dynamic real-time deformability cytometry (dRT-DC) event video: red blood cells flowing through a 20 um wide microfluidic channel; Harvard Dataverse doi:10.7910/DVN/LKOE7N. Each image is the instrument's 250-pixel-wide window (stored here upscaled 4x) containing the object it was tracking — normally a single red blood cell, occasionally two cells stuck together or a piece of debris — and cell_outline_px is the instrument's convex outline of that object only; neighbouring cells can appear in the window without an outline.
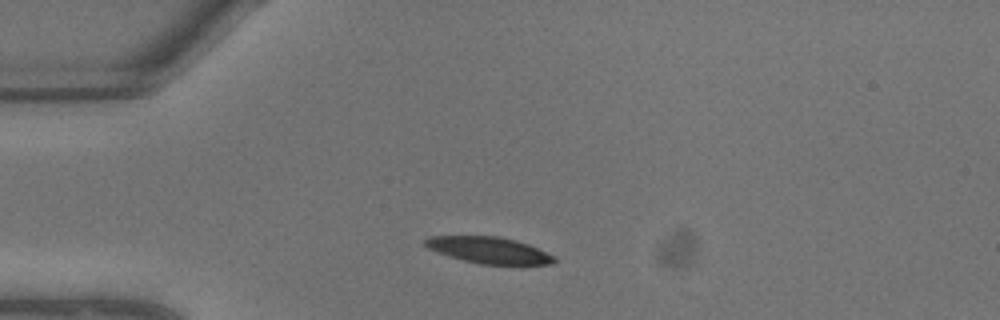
{"species": "common noctule bat (a hibernating species)", "species_latin": "Nyctalus noctula", "temperature_condition": "warm", "stored_images_in_passage": 2, "camera_frame_rate_fps": 3000, "um_per_image_px": 0.085, "animal": {"sex": "male", "body_mass_g": 13.3}, "frame": {"image": 1, "passage_image": 1, "time_ms": 0.0, "image_size_px": [1000, 320], "cell_outline_px": [[556, 260], [552, 264], [480, 264], [464, 260], [428, 248], [424, 244], [424, 240], [428, 236], [500, 236], [516, 240], [528, 244], [556, 256]], "centroid_in_image_um": [41.59, 21.25], "position_along_channel_um": 43.4, "area_um2": 19.65}}